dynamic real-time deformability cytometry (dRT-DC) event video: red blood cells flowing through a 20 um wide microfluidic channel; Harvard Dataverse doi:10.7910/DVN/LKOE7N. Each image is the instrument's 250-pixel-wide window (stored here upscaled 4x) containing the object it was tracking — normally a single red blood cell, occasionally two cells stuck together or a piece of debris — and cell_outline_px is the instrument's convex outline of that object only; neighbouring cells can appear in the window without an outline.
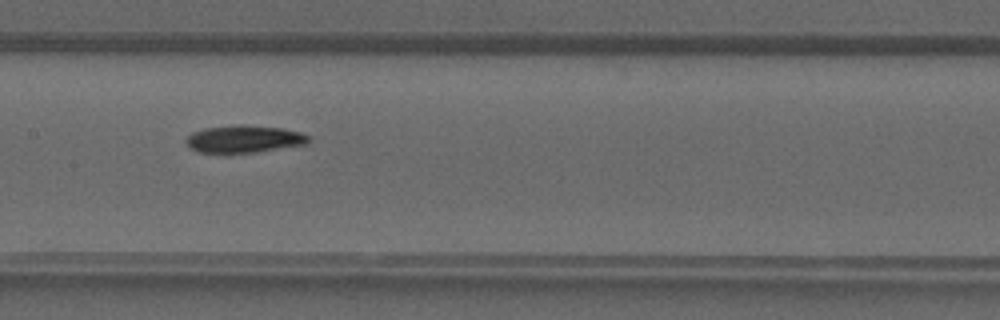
{"species": "common noctule bat (a hibernating species)", "species_latin": "Nyctalus noctula", "temperature_condition": "warm", "stored_images_in_passage": 36, "camera_frame_rate_fps": 3000, "um_per_image_px": 0.085, "animal": {"sex": "male", "forearm_length_mm": 52.5}, "frame": {"image": 1, "passage_image": 18, "time_ms": 5.667, "image_size_px": [1000, 320], "cell_outline_px": [[312, 140], [308, 144], [252, 152], [200, 152], [188, 148], [184, 140], [192, 132], [204, 128], [236, 124], [240, 124], [280, 128], [300, 132], [308, 136]], "centroid_in_image_um": [20.72, 11.8], "position_along_channel_um": 186.7, "area_um2": 19.48}}
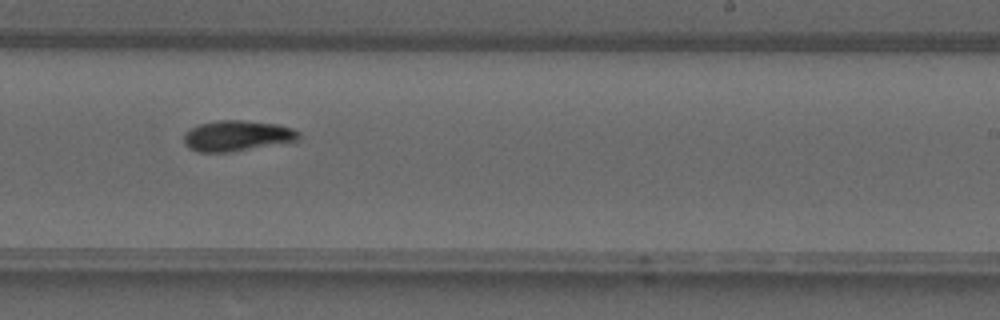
{"frame": {"image": 2, "passage_image": 23, "time_ms": 7.333, "image_size_px": [1000, 320], "cell_outline_px": [[300, 140], [228, 152], [200, 152], [188, 148], [184, 144], [184, 132], [200, 124], [216, 120], [240, 120], [276, 124], [292, 128], [300, 132]], "centroid_in_image_um": [20.14, 11.54], "position_along_channel_um": 268.9, "area_um2": 20.4}}
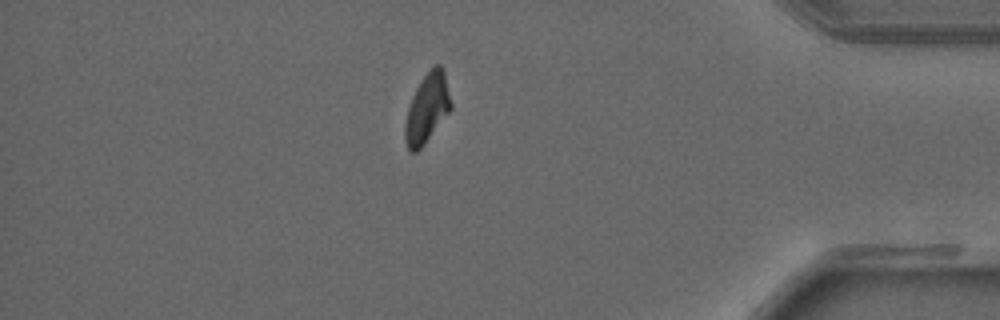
{"frame": {"image": 3, "passage_image": 33, "time_ms": 10.667, "image_size_px": [1000, 320], "cell_outline_px": [[452, 108], [424, 144], [416, 152], [408, 152], [404, 140], [404, 124], [408, 108], [412, 96], [420, 80], [432, 64], [440, 64], [444, 68], [452, 104]], "centroid_in_image_um": [36.3, 9.17], "position_along_channel_um": 398.9, "area_um2": 18.84}}